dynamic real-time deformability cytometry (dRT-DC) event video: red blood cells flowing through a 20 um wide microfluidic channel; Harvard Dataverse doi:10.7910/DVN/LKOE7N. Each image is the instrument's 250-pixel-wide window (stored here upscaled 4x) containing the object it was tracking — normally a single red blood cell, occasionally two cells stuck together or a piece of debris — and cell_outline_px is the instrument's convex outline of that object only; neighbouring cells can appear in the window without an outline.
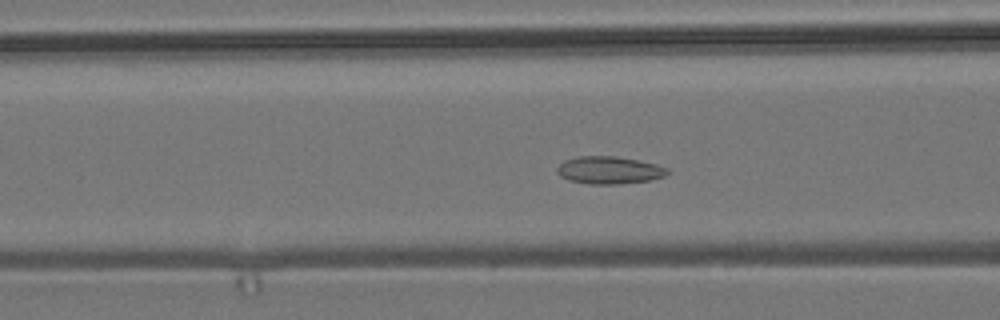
{"species": "common noctule bat (a hibernating species)", "species_latin": "Nyctalus noctula", "temperature_condition": "room temperature", "stored_images_in_passage": 54, "camera_frame_rate_fps": 3000, "um_per_image_px": 0.085, "animal": {"sex": "male", "body_mass_g": 19.2, "forearm_length_mm": 51.8}, "frame": {"image": 1, "passage_image": 20, "time_ms": 6.333, "image_size_px": [1000, 320], "cell_outline_px": [[672, 172], [664, 176], [652, 180], [620, 184], [588, 184], [568, 180], [560, 176], [556, 172], [556, 168], [564, 160], [580, 156], [616, 156], [640, 160], [656, 164], [668, 168]], "centroid_in_image_um": [51.8, 14.47], "position_along_channel_um": 114.8, "area_um2": 17.98}}
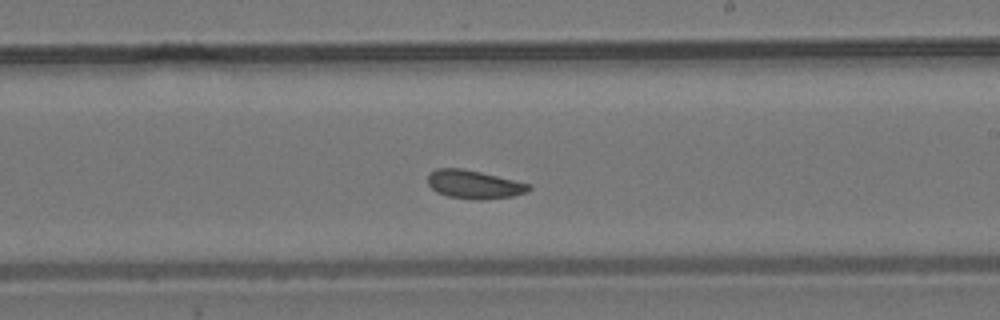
{"frame": {"image": 2, "passage_image": 31, "time_ms": 10.0, "image_size_px": [1000, 320], "cell_outline_px": [[532, 188], [528, 192], [512, 196], [484, 200], [476, 200], [448, 196], [436, 192], [428, 184], [428, 176], [436, 168], [460, 168], [480, 172], [532, 184]], "centroid_in_image_um": [40.33, 15.69], "position_along_channel_um": 248.7, "area_um2": 16.76}}
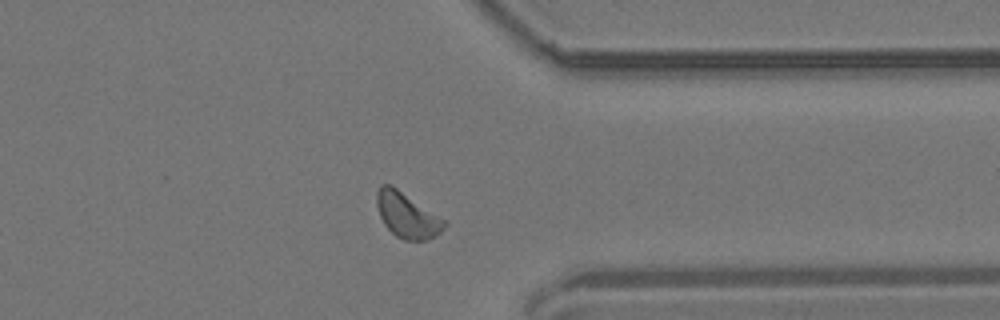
{"frame": {"image": 3, "passage_image": 42, "time_ms": 13.667, "image_size_px": [1000, 320], "cell_outline_px": [[448, 224], [440, 232], [428, 240], [404, 240], [396, 236], [384, 224], [380, 216], [376, 204], [376, 192], [380, 184], [392, 184], [448, 220]], "centroid_in_image_um": [34.63, 18.26], "position_along_channel_um": 376.8, "area_um2": 18.26}}